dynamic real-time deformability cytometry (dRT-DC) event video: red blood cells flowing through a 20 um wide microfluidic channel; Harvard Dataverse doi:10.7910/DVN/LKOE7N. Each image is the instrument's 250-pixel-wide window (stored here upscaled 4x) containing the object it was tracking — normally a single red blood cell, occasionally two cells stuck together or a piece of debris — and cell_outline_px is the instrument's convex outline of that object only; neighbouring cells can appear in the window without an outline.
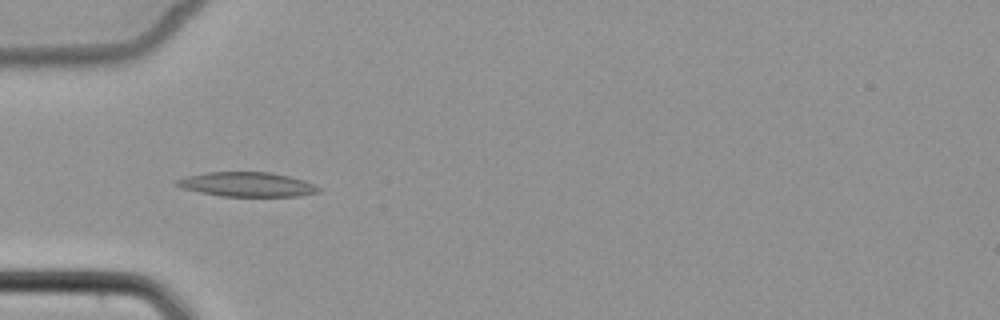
{"species": "common noctule bat (a hibernating species)", "species_latin": "Nyctalus noctula", "temperature_condition": "cold", "stored_images_in_passage": 5, "camera_frame_rate_fps": 3000, "um_per_image_px": 0.085, "animal": {"sex": "female", "body_mass_g": 22.7, "forearm_length_mm": 54.2}, "frame": {"image": 1, "passage_image": 4, "time_ms": 4.333, "image_size_px": [1000, 320], "cell_outline_px": [[320, 192], [300, 196], [220, 196], [180, 188], [172, 184], [176, 180], [188, 176], [208, 172], [268, 172], [288, 176], [304, 180], [320, 188]], "centroid_in_image_um": [20.97, 15.68], "position_along_channel_um": 64.0, "area_um2": 20.17}}
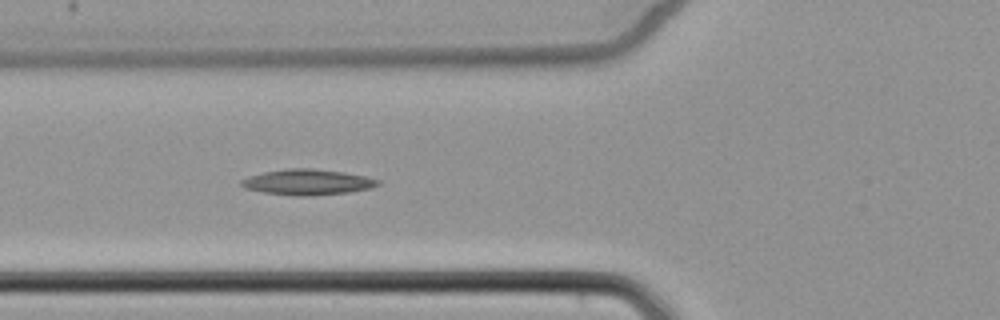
{"frame": {"image": 2, "passage_image": 5, "time_ms": 5.333, "image_size_px": [1000, 320], "cell_outline_px": [[380, 184], [372, 188], [348, 192], [312, 196], [296, 196], [264, 192], [244, 188], [240, 184], [240, 180], [248, 176], [264, 172], [288, 168], [312, 168], [344, 172], [364, 176], [380, 180]], "centroid_in_image_um": [26.13, 15.48], "position_along_channel_um": 99.7, "area_um2": 20.46}}